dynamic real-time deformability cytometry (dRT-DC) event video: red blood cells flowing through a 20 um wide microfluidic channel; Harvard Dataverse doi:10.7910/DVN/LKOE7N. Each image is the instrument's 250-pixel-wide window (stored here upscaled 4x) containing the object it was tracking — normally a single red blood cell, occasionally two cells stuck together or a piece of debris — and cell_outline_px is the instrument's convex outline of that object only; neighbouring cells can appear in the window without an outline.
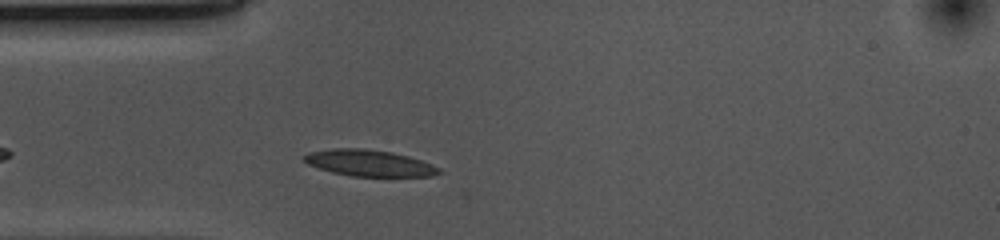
{"species": "common noctule bat (a hibernating species)", "species_latin": "Nyctalus noctula", "temperature_condition": "cold", "stored_images_in_passage": 8, "camera_frame_rate_fps": 3000, "um_per_image_px": 0.085, "animal": {"sex": "female", "body_mass_g": 10.0, "forearm_length_mm": 53.1}, "frame": {"image": 1, "passage_image": 5, "time_ms": 1.333, "image_size_px": [1000, 240], "cell_outline_px": [[440, 172], [432, 176], [352, 176], [332, 172], [308, 164], [304, 160], [304, 156], [308, 152], [332, 148], [360, 148], [392, 152], [408, 156], [420, 160], [440, 168]], "centroid_in_image_um": [31.36, 13.85], "position_along_channel_um": 53.6, "area_um2": 20.46}}